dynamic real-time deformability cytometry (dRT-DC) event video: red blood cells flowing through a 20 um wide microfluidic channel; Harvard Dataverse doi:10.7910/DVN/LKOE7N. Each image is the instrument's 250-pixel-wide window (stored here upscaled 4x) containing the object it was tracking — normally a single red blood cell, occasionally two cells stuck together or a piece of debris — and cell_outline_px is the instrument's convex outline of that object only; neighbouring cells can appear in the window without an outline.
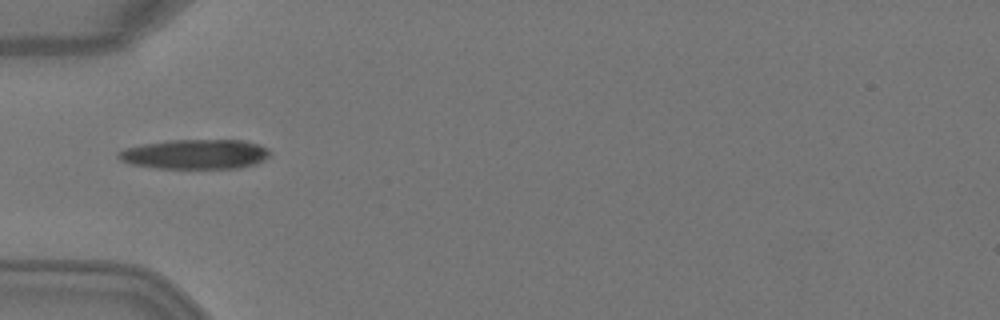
{"species": "Egyptian fruit bat (a non-hibernating species)", "species_latin": "Rousettus aegyptiacus", "temperature_condition": "warm", "stored_images_in_passage": 3, "camera_frame_rate_fps": 3000, "um_per_image_px": 0.085, "animal": {"sex": "female"}, "frame": {"image": 1, "passage_image": 2, "time_ms": 0.333, "image_size_px": [1000, 320], "cell_outline_px": [[268, 156], [264, 160], [256, 164], [240, 168], [156, 168], [132, 164], [120, 160], [116, 156], [116, 152], [124, 148], [144, 144], [168, 140], [244, 140], [268, 148]], "centroid_in_image_um": [16.56, 13.11], "position_along_channel_um": 68.4, "area_um2": 26.24}}